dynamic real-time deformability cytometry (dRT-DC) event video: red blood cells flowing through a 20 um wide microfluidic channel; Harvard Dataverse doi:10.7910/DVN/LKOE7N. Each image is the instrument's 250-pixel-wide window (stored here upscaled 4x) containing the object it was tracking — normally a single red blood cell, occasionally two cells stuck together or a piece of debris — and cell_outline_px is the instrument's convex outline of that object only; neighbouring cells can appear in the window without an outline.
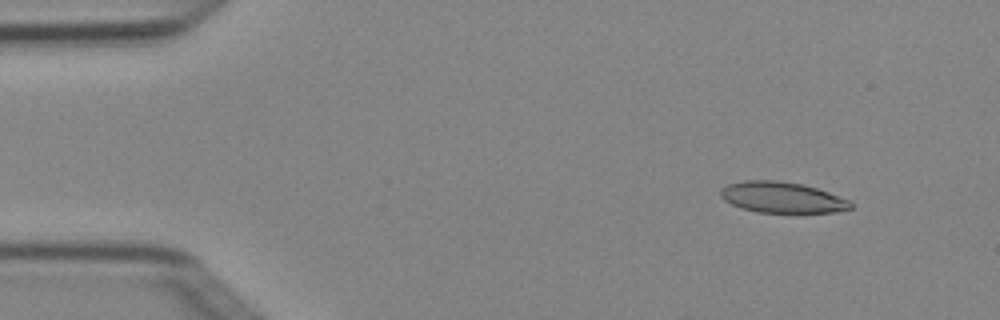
{"species": "Egyptian fruit bat (a non-hibernating species)", "species_latin": "Rousettus aegyptiacus", "temperature_condition": "cold", "stored_images_in_passage": 6, "camera_frame_rate_fps": 3000, "um_per_image_px": 0.085, "animal": {"sex": "female"}, "frame": {"image": 1, "passage_image": 1, "time_ms": 0.0, "image_size_px": [1000, 320], "cell_outline_px": [[852, 208], [836, 212], [760, 212], [744, 208], [732, 204], [724, 200], [720, 196], [720, 188], [728, 184], [744, 180], [776, 180], [800, 184], [816, 188], [828, 192], [848, 200], [852, 204]], "centroid_in_image_um": [66.45, 16.77], "position_along_channel_um": 18.6, "area_um2": 23.12}}
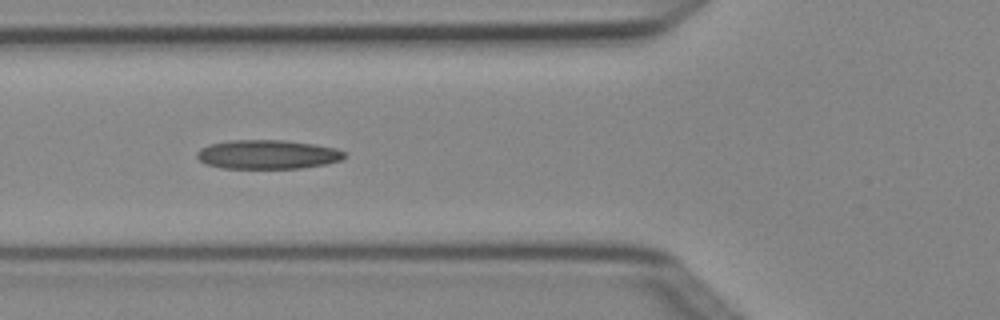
{"frame": {"image": 2, "passage_image": 4, "time_ms": 1.0, "image_size_px": [1000, 320], "cell_outline_px": [[348, 156], [340, 160], [324, 164], [300, 168], [220, 168], [208, 164], [200, 160], [196, 156], [196, 152], [200, 148], [208, 144], [228, 140], [284, 140], [316, 144], [336, 148], [344, 152]], "centroid_in_image_um": [22.73, 13.12], "position_along_channel_um": 103.1, "area_um2": 25.09}}
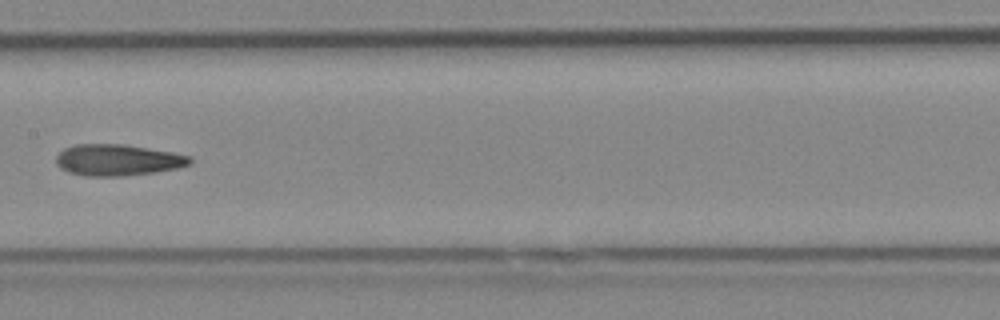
{"frame": {"image": 3, "passage_image": 6, "time_ms": 1.667, "image_size_px": [1000, 320], "cell_outline_px": [[192, 164], [180, 168], [156, 172], [124, 176], [84, 176], [68, 172], [60, 168], [56, 164], [56, 156], [64, 148], [76, 144], [124, 144], [172, 152], [192, 156]], "centroid_in_image_um": [10.03, 13.61], "position_along_channel_um": 197.4, "area_um2": 24.74}}